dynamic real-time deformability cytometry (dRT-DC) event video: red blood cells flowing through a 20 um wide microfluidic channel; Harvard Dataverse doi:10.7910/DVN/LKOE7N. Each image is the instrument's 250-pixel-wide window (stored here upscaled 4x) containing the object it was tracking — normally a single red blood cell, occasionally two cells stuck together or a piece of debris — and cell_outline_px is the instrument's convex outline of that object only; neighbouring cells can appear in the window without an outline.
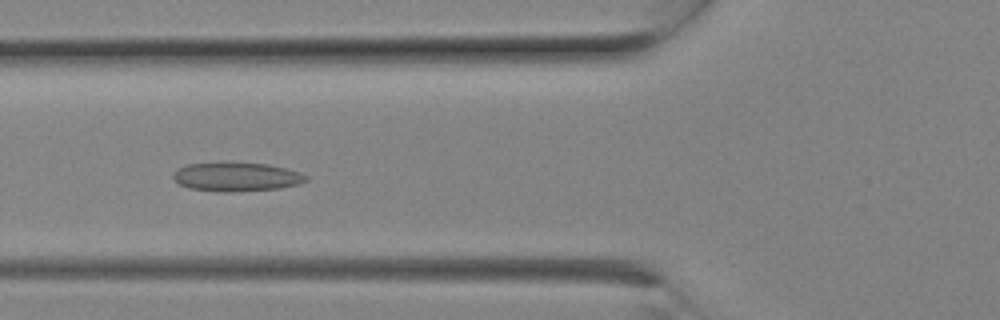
{"species": "Egyptian fruit bat (a non-hibernating species)", "species_latin": "Rousettus aegyptiacus", "temperature_condition": "room temperature", "stored_images_in_passage": 8, "camera_frame_rate_fps": 3000, "um_per_image_px": 0.085, "animal": {"sex": "female"}, "frame": {"image": 1, "passage_image": 7, "time_ms": 2.0, "image_size_px": [1000, 320], "cell_outline_px": [[308, 180], [300, 184], [280, 188], [232, 192], [224, 192], [188, 188], [180, 184], [172, 176], [172, 172], [176, 168], [188, 164], [220, 160], [228, 160], [268, 164], [300, 172], [308, 176]], "centroid_in_image_um": [20.07, 14.99], "position_along_channel_um": 105.7, "area_um2": 23.24}}
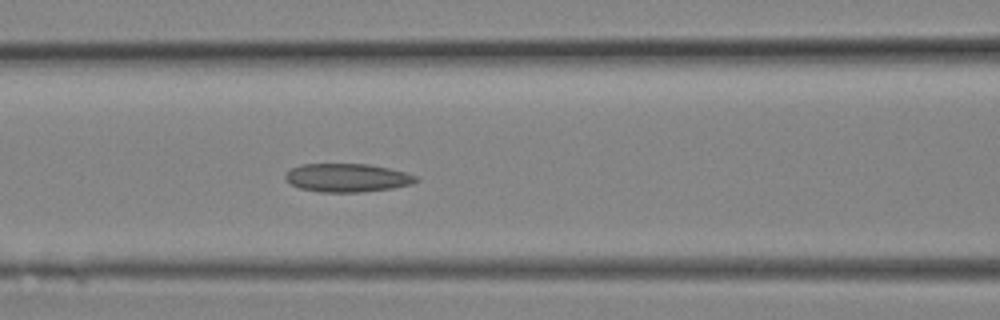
{"frame": {"image": 2, "passage_image": 8, "time_ms": 2.333, "image_size_px": [1000, 320], "cell_outline_px": [[420, 180], [412, 184], [392, 188], [360, 192], [320, 192], [300, 188], [292, 184], [284, 176], [284, 172], [300, 164], [368, 164], [388, 168], [420, 176]], "centroid_in_image_um": [29.53, 15.1], "position_along_channel_um": 137.1, "area_um2": 21.68}}